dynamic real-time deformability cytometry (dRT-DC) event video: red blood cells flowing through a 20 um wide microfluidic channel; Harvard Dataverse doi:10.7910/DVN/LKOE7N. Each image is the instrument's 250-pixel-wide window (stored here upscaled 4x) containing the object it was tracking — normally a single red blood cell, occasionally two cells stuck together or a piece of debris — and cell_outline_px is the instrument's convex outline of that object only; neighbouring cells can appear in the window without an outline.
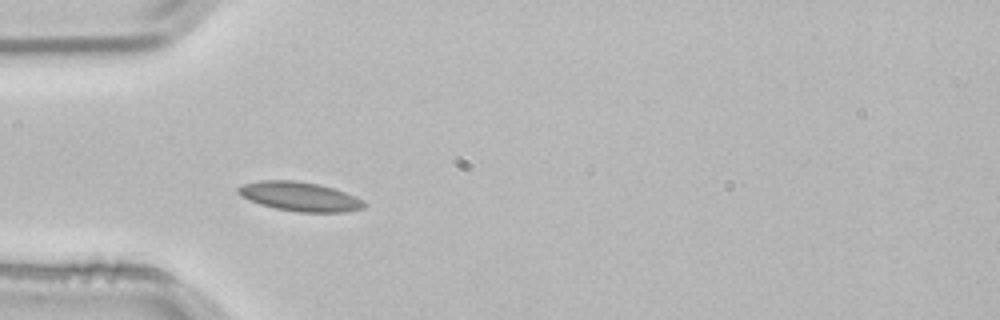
{"species": "common noctule bat (a hibernating species)", "species_latin": "Nyctalus noctula", "temperature_condition": "room temperature", "stored_images_in_passage": 2, "camera_frame_rate_fps": 3000, "um_per_image_px": 0.085, "animal": {"sex": "male", "body_mass_g": 21.5, "forearm_length_mm": 52.0}, "frame": {"image": 1, "passage_image": 1, "time_ms": 0.0, "image_size_px": [1000, 320], "cell_outline_px": [[368, 204], [364, 208], [344, 212], [300, 212], [276, 208], [260, 204], [248, 200], [240, 196], [236, 192], [236, 188], [244, 184], [260, 180], [296, 180], [320, 184], [344, 192], [364, 200]], "centroid_in_image_um": [25.47, 16.7], "position_along_channel_um": 59.5, "area_um2": 21.56}}